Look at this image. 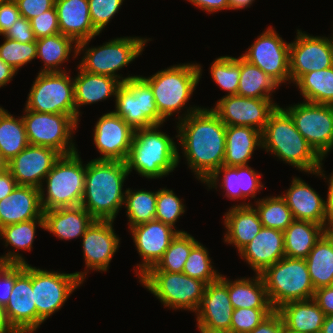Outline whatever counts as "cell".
I'll list each match as a JSON object with an SVG mask.
<instances>
[{"label": "cell", "mask_w": 333, "mask_h": 333, "mask_svg": "<svg viewBox=\"0 0 333 333\" xmlns=\"http://www.w3.org/2000/svg\"><path fill=\"white\" fill-rule=\"evenodd\" d=\"M5 109L0 106V114L4 111Z\"/></svg>", "instance_id": "66"}, {"label": "cell", "mask_w": 333, "mask_h": 333, "mask_svg": "<svg viewBox=\"0 0 333 333\" xmlns=\"http://www.w3.org/2000/svg\"><path fill=\"white\" fill-rule=\"evenodd\" d=\"M223 220L226 229L223 241L229 245L233 244L237 252L247 245L263 227L259 214L251 202L231 206L225 212Z\"/></svg>", "instance_id": "28"}, {"label": "cell", "mask_w": 333, "mask_h": 333, "mask_svg": "<svg viewBox=\"0 0 333 333\" xmlns=\"http://www.w3.org/2000/svg\"><path fill=\"white\" fill-rule=\"evenodd\" d=\"M83 281L76 273L48 271L32 266V289L37 308V329L61 310L69 296Z\"/></svg>", "instance_id": "13"}, {"label": "cell", "mask_w": 333, "mask_h": 333, "mask_svg": "<svg viewBox=\"0 0 333 333\" xmlns=\"http://www.w3.org/2000/svg\"><path fill=\"white\" fill-rule=\"evenodd\" d=\"M286 329L280 313L274 310L252 332L249 333H285Z\"/></svg>", "instance_id": "56"}, {"label": "cell", "mask_w": 333, "mask_h": 333, "mask_svg": "<svg viewBox=\"0 0 333 333\" xmlns=\"http://www.w3.org/2000/svg\"><path fill=\"white\" fill-rule=\"evenodd\" d=\"M322 165L323 163H321V166L317 171L308 174L311 175L313 174L319 176L320 178L323 177L322 179H325L328 182L327 197L325 200H326L327 230L329 231L333 229V171L329 176L326 175Z\"/></svg>", "instance_id": "57"}, {"label": "cell", "mask_w": 333, "mask_h": 333, "mask_svg": "<svg viewBox=\"0 0 333 333\" xmlns=\"http://www.w3.org/2000/svg\"><path fill=\"white\" fill-rule=\"evenodd\" d=\"M271 306L313 299L314 286L305 259L284 257L261 274Z\"/></svg>", "instance_id": "8"}, {"label": "cell", "mask_w": 333, "mask_h": 333, "mask_svg": "<svg viewBox=\"0 0 333 333\" xmlns=\"http://www.w3.org/2000/svg\"><path fill=\"white\" fill-rule=\"evenodd\" d=\"M176 123L181 153L203 184L223 165L226 125L211 108L204 107Z\"/></svg>", "instance_id": "1"}, {"label": "cell", "mask_w": 333, "mask_h": 333, "mask_svg": "<svg viewBox=\"0 0 333 333\" xmlns=\"http://www.w3.org/2000/svg\"><path fill=\"white\" fill-rule=\"evenodd\" d=\"M285 333H296V332H292V331H287V330H286Z\"/></svg>", "instance_id": "67"}, {"label": "cell", "mask_w": 333, "mask_h": 333, "mask_svg": "<svg viewBox=\"0 0 333 333\" xmlns=\"http://www.w3.org/2000/svg\"><path fill=\"white\" fill-rule=\"evenodd\" d=\"M37 218H44L37 187L17 185L0 200V228Z\"/></svg>", "instance_id": "27"}, {"label": "cell", "mask_w": 333, "mask_h": 333, "mask_svg": "<svg viewBox=\"0 0 333 333\" xmlns=\"http://www.w3.org/2000/svg\"><path fill=\"white\" fill-rule=\"evenodd\" d=\"M114 112L134 130L164 125L150 85L139 75L122 83L115 96Z\"/></svg>", "instance_id": "12"}, {"label": "cell", "mask_w": 333, "mask_h": 333, "mask_svg": "<svg viewBox=\"0 0 333 333\" xmlns=\"http://www.w3.org/2000/svg\"><path fill=\"white\" fill-rule=\"evenodd\" d=\"M16 186V180L8 169L0 173V200L7 197Z\"/></svg>", "instance_id": "60"}, {"label": "cell", "mask_w": 333, "mask_h": 333, "mask_svg": "<svg viewBox=\"0 0 333 333\" xmlns=\"http://www.w3.org/2000/svg\"><path fill=\"white\" fill-rule=\"evenodd\" d=\"M276 30L269 26L257 36V39L241 56L253 65L259 67L279 86L291 84L289 71L290 43L283 40Z\"/></svg>", "instance_id": "15"}, {"label": "cell", "mask_w": 333, "mask_h": 333, "mask_svg": "<svg viewBox=\"0 0 333 333\" xmlns=\"http://www.w3.org/2000/svg\"><path fill=\"white\" fill-rule=\"evenodd\" d=\"M255 0H229L230 10L249 8Z\"/></svg>", "instance_id": "63"}, {"label": "cell", "mask_w": 333, "mask_h": 333, "mask_svg": "<svg viewBox=\"0 0 333 333\" xmlns=\"http://www.w3.org/2000/svg\"><path fill=\"white\" fill-rule=\"evenodd\" d=\"M262 148L278 160L306 173L317 171L323 161L281 106L270 114L262 131Z\"/></svg>", "instance_id": "3"}, {"label": "cell", "mask_w": 333, "mask_h": 333, "mask_svg": "<svg viewBox=\"0 0 333 333\" xmlns=\"http://www.w3.org/2000/svg\"><path fill=\"white\" fill-rule=\"evenodd\" d=\"M182 200L184 199H180L171 189H166L165 187L157 190L155 220L172 226L178 232H186L178 230L175 225L179 217L186 211Z\"/></svg>", "instance_id": "47"}, {"label": "cell", "mask_w": 333, "mask_h": 333, "mask_svg": "<svg viewBox=\"0 0 333 333\" xmlns=\"http://www.w3.org/2000/svg\"><path fill=\"white\" fill-rule=\"evenodd\" d=\"M114 221L94 220L81 237L85 268L75 272L84 282L89 270L106 272L109 264L118 251L120 238L114 231Z\"/></svg>", "instance_id": "19"}, {"label": "cell", "mask_w": 333, "mask_h": 333, "mask_svg": "<svg viewBox=\"0 0 333 333\" xmlns=\"http://www.w3.org/2000/svg\"><path fill=\"white\" fill-rule=\"evenodd\" d=\"M157 191L126 188L124 207L128 220V229L155 220Z\"/></svg>", "instance_id": "42"}, {"label": "cell", "mask_w": 333, "mask_h": 333, "mask_svg": "<svg viewBox=\"0 0 333 333\" xmlns=\"http://www.w3.org/2000/svg\"><path fill=\"white\" fill-rule=\"evenodd\" d=\"M0 333H19L10 323L5 307L0 305Z\"/></svg>", "instance_id": "62"}, {"label": "cell", "mask_w": 333, "mask_h": 333, "mask_svg": "<svg viewBox=\"0 0 333 333\" xmlns=\"http://www.w3.org/2000/svg\"><path fill=\"white\" fill-rule=\"evenodd\" d=\"M139 282L166 308L194 313L202 301L206 287L205 282L183 272L147 271L139 278Z\"/></svg>", "instance_id": "9"}, {"label": "cell", "mask_w": 333, "mask_h": 333, "mask_svg": "<svg viewBox=\"0 0 333 333\" xmlns=\"http://www.w3.org/2000/svg\"><path fill=\"white\" fill-rule=\"evenodd\" d=\"M37 39L60 33L55 6L30 20Z\"/></svg>", "instance_id": "51"}, {"label": "cell", "mask_w": 333, "mask_h": 333, "mask_svg": "<svg viewBox=\"0 0 333 333\" xmlns=\"http://www.w3.org/2000/svg\"><path fill=\"white\" fill-rule=\"evenodd\" d=\"M320 333H333V315L325 316Z\"/></svg>", "instance_id": "64"}, {"label": "cell", "mask_w": 333, "mask_h": 333, "mask_svg": "<svg viewBox=\"0 0 333 333\" xmlns=\"http://www.w3.org/2000/svg\"><path fill=\"white\" fill-rule=\"evenodd\" d=\"M296 129L324 160L333 150V105L302 101L283 108Z\"/></svg>", "instance_id": "14"}, {"label": "cell", "mask_w": 333, "mask_h": 333, "mask_svg": "<svg viewBox=\"0 0 333 333\" xmlns=\"http://www.w3.org/2000/svg\"><path fill=\"white\" fill-rule=\"evenodd\" d=\"M45 230L44 218L32 219L20 223L6 225L0 228V239L4 240L5 248L14 247L12 250L0 256V263L26 264L24 256L17 250L31 251L33 248L34 238L36 237V228Z\"/></svg>", "instance_id": "34"}, {"label": "cell", "mask_w": 333, "mask_h": 333, "mask_svg": "<svg viewBox=\"0 0 333 333\" xmlns=\"http://www.w3.org/2000/svg\"><path fill=\"white\" fill-rule=\"evenodd\" d=\"M0 58L18 72L36 59V42L22 43L4 37V42L0 45Z\"/></svg>", "instance_id": "48"}, {"label": "cell", "mask_w": 333, "mask_h": 333, "mask_svg": "<svg viewBox=\"0 0 333 333\" xmlns=\"http://www.w3.org/2000/svg\"><path fill=\"white\" fill-rule=\"evenodd\" d=\"M151 38L143 37H117L100 46L87 47L91 39L77 43V58L81 54L78 66L89 73L106 75L118 79L121 83L139 75L122 77L117 72L131 64L138 56L142 55L144 47ZM85 50V51H84ZM82 52V53H81ZM80 53V54H79Z\"/></svg>", "instance_id": "6"}, {"label": "cell", "mask_w": 333, "mask_h": 333, "mask_svg": "<svg viewBox=\"0 0 333 333\" xmlns=\"http://www.w3.org/2000/svg\"><path fill=\"white\" fill-rule=\"evenodd\" d=\"M5 310L10 323L19 333L37 331V308L30 264H15V283Z\"/></svg>", "instance_id": "20"}, {"label": "cell", "mask_w": 333, "mask_h": 333, "mask_svg": "<svg viewBox=\"0 0 333 333\" xmlns=\"http://www.w3.org/2000/svg\"><path fill=\"white\" fill-rule=\"evenodd\" d=\"M60 156L61 154L52 148L29 144L8 162V170L17 185L40 188Z\"/></svg>", "instance_id": "23"}, {"label": "cell", "mask_w": 333, "mask_h": 333, "mask_svg": "<svg viewBox=\"0 0 333 333\" xmlns=\"http://www.w3.org/2000/svg\"><path fill=\"white\" fill-rule=\"evenodd\" d=\"M123 2L124 0H88L90 18L99 34L118 13Z\"/></svg>", "instance_id": "50"}, {"label": "cell", "mask_w": 333, "mask_h": 333, "mask_svg": "<svg viewBox=\"0 0 333 333\" xmlns=\"http://www.w3.org/2000/svg\"><path fill=\"white\" fill-rule=\"evenodd\" d=\"M20 117L15 118L7 110L0 114V152L8 162L29 145L24 120Z\"/></svg>", "instance_id": "41"}, {"label": "cell", "mask_w": 333, "mask_h": 333, "mask_svg": "<svg viewBox=\"0 0 333 333\" xmlns=\"http://www.w3.org/2000/svg\"><path fill=\"white\" fill-rule=\"evenodd\" d=\"M20 16L31 20L55 6V0H14Z\"/></svg>", "instance_id": "52"}, {"label": "cell", "mask_w": 333, "mask_h": 333, "mask_svg": "<svg viewBox=\"0 0 333 333\" xmlns=\"http://www.w3.org/2000/svg\"><path fill=\"white\" fill-rule=\"evenodd\" d=\"M18 72L0 58V88L6 86Z\"/></svg>", "instance_id": "61"}, {"label": "cell", "mask_w": 333, "mask_h": 333, "mask_svg": "<svg viewBox=\"0 0 333 333\" xmlns=\"http://www.w3.org/2000/svg\"><path fill=\"white\" fill-rule=\"evenodd\" d=\"M313 300L326 316L333 315V285L316 289Z\"/></svg>", "instance_id": "58"}, {"label": "cell", "mask_w": 333, "mask_h": 333, "mask_svg": "<svg viewBox=\"0 0 333 333\" xmlns=\"http://www.w3.org/2000/svg\"><path fill=\"white\" fill-rule=\"evenodd\" d=\"M254 205L263 227L284 231L295 220L281 195L258 198Z\"/></svg>", "instance_id": "44"}, {"label": "cell", "mask_w": 333, "mask_h": 333, "mask_svg": "<svg viewBox=\"0 0 333 333\" xmlns=\"http://www.w3.org/2000/svg\"><path fill=\"white\" fill-rule=\"evenodd\" d=\"M2 37L22 43L36 42L37 40L32 30L30 20H27L24 17H19V19Z\"/></svg>", "instance_id": "54"}, {"label": "cell", "mask_w": 333, "mask_h": 333, "mask_svg": "<svg viewBox=\"0 0 333 333\" xmlns=\"http://www.w3.org/2000/svg\"><path fill=\"white\" fill-rule=\"evenodd\" d=\"M305 261L315 290L333 285V229L320 238Z\"/></svg>", "instance_id": "38"}, {"label": "cell", "mask_w": 333, "mask_h": 333, "mask_svg": "<svg viewBox=\"0 0 333 333\" xmlns=\"http://www.w3.org/2000/svg\"><path fill=\"white\" fill-rule=\"evenodd\" d=\"M198 242L190 251L184 264L183 273L187 276L201 280L206 284L218 280L221 274L214 269L213 261L209 257V251Z\"/></svg>", "instance_id": "46"}, {"label": "cell", "mask_w": 333, "mask_h": 333, "mask_svg": "<svg viewBox=\"0 0 333 333\" xmlns=\"http://www.w3.org/2000/svg\"><path fill=\"white\" fill-rule=\"evenodd\" d=\"M55 8L61 34L76 43L100 35L92 24L88 0H55Z\"/></svg>", "instance_id": "29"}, {"label": "cell", "mask_w": 333, "mask_h": 333, "mask_svg": "<svg viewBox=\"0 0 333 333\" xmlns=\"http://www.w3.org/2000/svg\"><path fill=\"white\" fill-rule=\"evenodd\" d=\"M202 70L198 63H180L157 71L152 76H141L150 85L159 114L165 120L173 114H178L176 116L180 121L201 108L186 105L199 84ZM183 108L187 110L184 114L181 111Z\"/></svg>", "instance_id": "4"}, {"label": "cell", "mask_w": 333, "mask_h": 333, "mask_svg": "<svg viewBox=\"0 0 333 333\" xmlns=\"http://www.w3.org/2000/svg\"><path fill=\"white\" fill-rule=\"evenodd\" d=\"M278 88L279 85L259 67L240 56L237 95L247 98H273L272 93H275Z\"/></svg>", "instance_id": "40"}, {"label": "cell", "mask_w": 333, "mask_h": 333, "mask_svg": "<svg viewBox=\"0 0 333 333\" xmlns=\"http://www.w3.org/2000/svg\"><path fill=\"white\" fill-rule=\"evenodd\" d=\"M27 140L30 145L49 147L61 155L78 151L73 134L79 123L70 115L24 110Z\"/></svg>", "instance_id": "11"}, {"label": "cell", "mask_w": 333, "mask_h": 333, "mask_svg": "<svg viewBox=\"0 0 333 333\" xmlns=\"http://www.w3.org/2000/svg\"><path fill=\"white\" fill-rule=\"evenodd\" d=\"M129 231L141 258V262L134 269L138 278L157 264L178 234L172 226L158 220L133 226Z\"/></svg>", "instance_id": "22"}, {"label": "cell", "mask_w": 333, "mask_h": 333, "mask_svg": "<svg viewBox=\"0 0 333 333\" xmlns=\"http://www.w3.org/2000/svg\"><path fill=\"white\" fill-rule=\"evenodd\" d=\"M19 17L20 11L14 0H0V35H4Z\"/></svg>", "instance_id": "55"}, {"label": "cell", "mask_w": 333, "mask_h": 333, "mask_svg": "<svg viewBox=\"0 0 333 333\" xmlns=\"http://www.w3.org/2000/svg\"><path fill=\"white\" fill-rule=\"evenodd\" d=\"M128 175L124 161L92 159L87 162L81 206L95 220L114 221L124 206L123 186Z\"/></svg>", "instance_id": "2"}, {"label": "cell", "mask_w": 333, "mask_h": 333, "mask_svg": "<svg viewBox=\"0 0 333 333\" xmlns=\"http://www.w3.org/2000/svg\"><path fill=\"white\" fill-rule=\"evenodd\" d=\"M8 169V161L3 157L0 152V173L6 171Z\"/></svg>", "instance_id": "65"}, {"label": "cell", "mask_w": 333, "mask_h": 333, "mask_svg": "<svg viewBox=\"0 0 333 333\" xmlns=\"http://www.w3.org/2000/svg\"><path fill=\"white\" fill-rule=\"evenodd\" d=\"M45 230L60 240L82 237L95 220L81 205L43 211Z\"/></svg>", "instance_id": "30"}, {"label": "cell", "mask_w": 333, "mask_h": 333, "mask_svg": "<svg viewBox=\"0 0 333 333\" xmlns=\"http://www.w3.org/2000/svg\"><path fill=\"white\" fill-rule=\"evenodd\" d=\"M274 309H234L231 319V333L252 332Z\"/></svg>", "instance_id": "49"}, {"label": "cell", "mask_w": 333, "mask_h": 333, "mask_svg": "<svg viewBox=\"0 0 333 333\" xmlns=\"http://www.w3.org/2000/svg\"><path fill=\"white\" fill-rule=\"evenodd\" d=\"M72 52L73 55H70ZM77 43L69 36L61 33L43 37L36 40V58L43 61L39 72H66L61 68L62 64L68 62L70 56L77 58Z\"/></svg>", "instance_id": "35"}, {"label": "cell", "mask_w": 333, "mask_h": 333, "mask_svg": "<svg viewBox=\"0 0 333 333\" xmlns=\"http://www.w3.org/2000/svg\"><path fill=\"white\" fill-rule=\"evenodd\" d=\"M238 254L255 274H262L268 267L285 257L284 233L277 229L262 227Z\"/></svg>", "instance_id": "25"}, {"label": "cell", "mask_w": 333, "mask_h": 333, "mask_svg": "<svg viewBox=\"0 0 333 333\" xmlns=\"http://www.w3.org/2000/svg\"><path fill=\"white\" fill-rule=\"evenodd\" d=\"M285 329L296 333H320L325 313L313 300L291 301L277 309Z\"/></svg>", "instance_id": "33"}, {"label": "cell", "mask_w": 333, "mask_h": 333, "mask_svg": "<svg viewBox=\"0 0 333 333\" xmlns=\"http://www.w3.org/2000/svg\"><path fill=\"white\" fill-rule=\"evenodd\" d=\"M277 106L273 98L229 95L221 97L211 109L226 126H248L262 132Z\"/></svg>", "instance_id": "17"}, {"label": "cell", "mask_w": 333, "mask_h": 333, "mask_svg": "<svg viewBox=\"0 0 333 333\" xmlns=\"http://www.w3.org/2000/svg\"><path fill=\"white\" fill-rule=\"evenodd\" d=\"M333 66L332 36H312L297 29L296 37L290 42L289 71L291 83L302 75Z\"/></svg>", "instance_id": "16"}, {"label": "cell", "mask_w": 333, "mask_h": 333, "mask_svg": "<svg viewBox=\"0 0 333 333\" xmlns=\"http://www.w3.org/2000/svg\"><path fill=\"white\" fill-rule=\"evenodd\" d=\"M15 283V264L0 263V305L6 306Z\"/></svg>", "instance_id": "53"}, {"label": "cell", "mask_w": 333, "mask_h": 333, "mask_svg": "<svg viewBox=\"0 0 333 333\" xmlns=\"http://www.w3.org/2000/svg\"><path fill=\"white\" fill-rule=\"evenodd\" d=\"M228 293L234 309H273L261 274L240 277L234 281L228 278Z\"/></svg>", "instance_id": "37"}, {"label": "cell", "mask_w": 333, "mask_h": 333, "mask_svg": "<svg viewBox=\"0 0 333 333\" xmlns=\"http://www.w3.org/2000/svg\"><path fill=\"white\" fill-rule=\"evenodd\" d=\"M257 148L262 149L261 131L248 126H226L224 166L248 165Z\"/></svg>", "instance_id": "32"}, {"label": "cell", "mask_w": 333, "mask_h": 333, "mask_svg": "<svg viewBox=\"0 0 333 333\" xmlns=\"http://www.w3.org/2000/svg\"><path fill=\"white\" fill-rule=\"evenodd\" d=\"M198 241L189 233L178 232L157 264L148 271L182 273L191 249Z\"/></svg>", "instance_id": "43"}, {"label": "cell", "mask_w": 333, "mask_h": 333, "mask_svg": "<svg viewBox=\"0 0 333 333\" xmlns=\"http://www.w3.org/2000/svg\"><path fill=\"white\" fill-rule=\"evenodd\" d=\"M290 187L282 193L295 220L310 221L327 229L326 200L299 177H292Z\"/></svg>", "instance_id": "26"}, {"label": "cell", "mask_w": 333, "mask_h": 333, "mask_svg": "<svg viewBox=\"0 0 333 333\" xmlns=\"http://www.w3.org/2000/svg\"><path fill=\"white\" fill-rule=\"evenodd\" d=\"M85 174L86 164H83L78 151L61 155L39 188L43 211L80 206L84 193Z\"/></svg>", "instance_id": "7"}, {"label": "cell", "mask_w": 333, "mask_h": 333, "mask_svg": "<svg viewBox=\"0 0 333 333\" xmlns=\"http://www.w3.org/2000/svg\"><path fill=\"white\" fill-rule=\"evenodd\" d=\"M222 174V177L220 176ZM262 174L255 171L249 165L228 167L222 165L211 177L204 183L208 187L217 189L219 187L225 192L224 196L235 201L246 198H255L257 192L265 186L261 182Z\"/></svg>", "instance_id": "24"}, {"label": "cell", "mask_w": 333, "mask_h": 333, "mask_svg": "<svg viewBox=\"0 0 333 333\" xmlns=\"http://www.w3.org/2000/svg\"><path fill=\"white\" fill-rule=\"evenodd\" d=\"M93 143L100 153L95 160L126 161L135 130L114 111L102 114L95 123Z\"/></svg>", "instance_id": "21"}, {"label": "cell", "mask_w": 333, "mask_h": 333, "mask_svg": "<svg viewBox=\"0 0 333 333\" xmlns=\"http://www.w3.org/2000/svg\"><path fill=\"white\" fill-rule=\"evenodd\" d=\"M78 73L73 78L77 122H80V107L102 102L116 96L117 88L122 84L118 79L106 75L93 74L77 66Z\"/></svg>", "instance_id": "31"}, {"label": "cell", "mask_w": 333, "mask_h": 333, "mask_svg": "<svg viewBox=\"0 0 333 333\" xmlns=\"http://www.w3.org/2000/svg\"><path fill=\"white\" fill-rule=\"evenodd\" d=\"M196 8L208 13H216L222 10H230L229 0H187Z\"/></svg>", "instance_id": "59"}, {"label": "cell", "mask_w": 333, "mask_h": 333, "mask_svg": "<svg viewBox=\"0 0 333 333\" xmlns=\"http://www.w3.org/2000/svg\"><path fill=\"white\" fill-rule=\"evenodd\" d=\"M212 80L228 92L225 96L237 95L240 78V56H220L210 64Z\"/></svg>", "instance_id": "45"}, {"label": "cell", "mask_w": 333, "mask_h": 333, "mask_svg": "<svg viewBox=\"0 0 333 333\" xmlns=\"http://www.w3.org/2000/svg\"><path fill=\"white\" fill-rule=\"evenodd\" d=\"M294 85L305 102L333 105V66L304 74Z\"/></svg>", "instance_id": "39"}, {"label": "cell", "mask_w": 333, "mask_h": 333, "mask_svg": "<svg viewBox=\"0 0 333 333\" xmlns=\"http://www.w3.org/2000/svg\"><path fill=\"white\" fill-rule=\"evenodd\" d=\"M234 308L228 293V278L206 284L202 301L195 312L200 333H231Z\"/></svg>", "instance_id": "18"}, {"label": "cell", "mask_w": 333, "mask_h": 333, "mask_svg": "<svg viewBox=\"0 0 333 333\" xmlns=\"http://www.w3.org/2000/svg\"><path fill=\"white\" fill-rule=\"evenodd\" d=\"M69 72H38L23 110L66 114L77 121L74 81Z\"/></svg>", "instance_id": "10"}, {"label": "cell", "mask_w": 333, "mask_h": 333, "mask_svg": "<svg viewBox=\"0 0 333 333\" xmlns=\"http://www.w3.org/2000/svg\"><path fill=\"white\" fill-rule=\"evenodd\" d=\"M160 127L162 125L135 130L125 161L129 174L135 170L140 177L161 179L178 166L181 156L177 144Z\"/></svg>", "instance_id": "5"}, {"label": "cell", "mask_w": 333, "mask_h": 333, "mask_svg": "<svg viewBox=\"0 0 333 333\" xmlns=\"http://www.w3.org/2000/svg\"><path fill=\"white\" fill-rule=\"evenodd\" d=\"M327 231L323 225L294 220L283 231L285 257L305 259Z\"/></svg>", "instance_id": "36"}]
</instances>
